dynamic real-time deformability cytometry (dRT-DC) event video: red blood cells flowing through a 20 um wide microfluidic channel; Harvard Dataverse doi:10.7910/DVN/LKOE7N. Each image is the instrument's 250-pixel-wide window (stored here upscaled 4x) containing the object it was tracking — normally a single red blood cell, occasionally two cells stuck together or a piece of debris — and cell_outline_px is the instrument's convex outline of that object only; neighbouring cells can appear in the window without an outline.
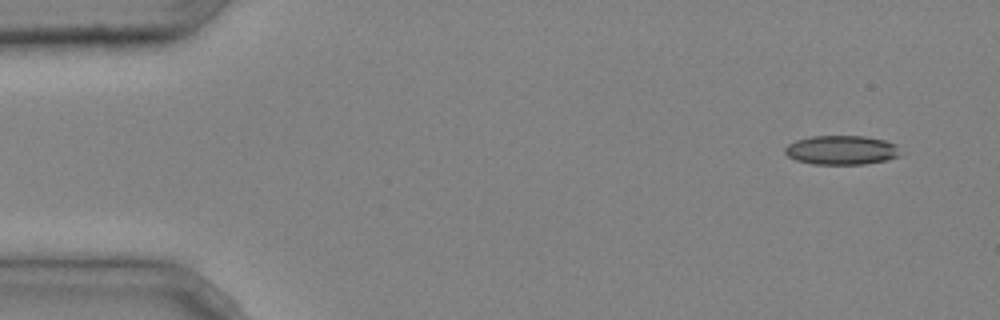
{"species": "common noctule bat (a hibernating species)", "species_latin": "Nyctalus noctula", "temperature_condition": "cold", "stored_images_in_passage": 3, "camera_frame_rate_fps": 3000, "um_per_image_px": 0.085, "animal": {"sex": "male", "body_mass_g": 20.4}, "frame": {"image": 1, "passage_image": 1, "time_ms": 0.0, "image_size_px": [1000, 320], "cell_outline_px": [[900, 156], [888, 160], [864, 164], [812, 164], [796, 160], [788, 156], [784, 152], [784, 148], [788, 144], [796, 140], [812, 136], [864, 136], [884, 140], [896, 144]], "centroid_in_image_um": [71.52, 12.76], "position_along_channel_um": 13.5, "area_um2": 19.65}}
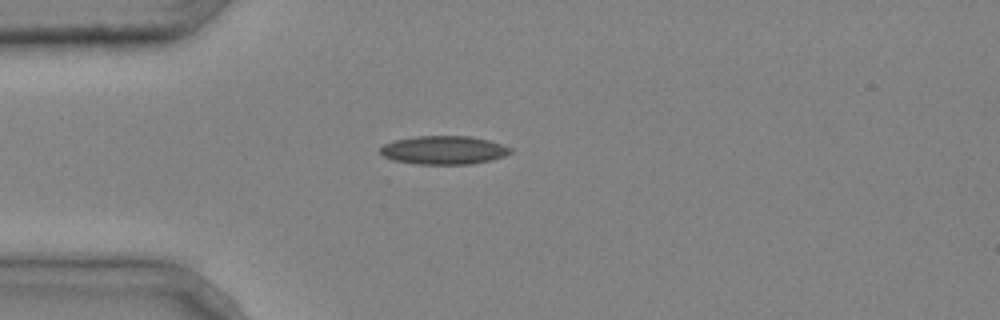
{"frame": {"image": 2, "passage_image": 3, "time_ms": 0.667, "image_size_px": [1000, 320], "cell_outline_px": [[512, 152], [504, 156], [492, 160], [472, 164], [416, 164], [396, 160], [384, 156], [380, 152], [380, 148], [384, 144], [392, 140], [416, 136], [472, 136], [488, 140], [512, 148]], "centroid_in_image_um": [37.73, 12.75], "position_along_channel_um": 47.3, "area_um2": 21.62}}